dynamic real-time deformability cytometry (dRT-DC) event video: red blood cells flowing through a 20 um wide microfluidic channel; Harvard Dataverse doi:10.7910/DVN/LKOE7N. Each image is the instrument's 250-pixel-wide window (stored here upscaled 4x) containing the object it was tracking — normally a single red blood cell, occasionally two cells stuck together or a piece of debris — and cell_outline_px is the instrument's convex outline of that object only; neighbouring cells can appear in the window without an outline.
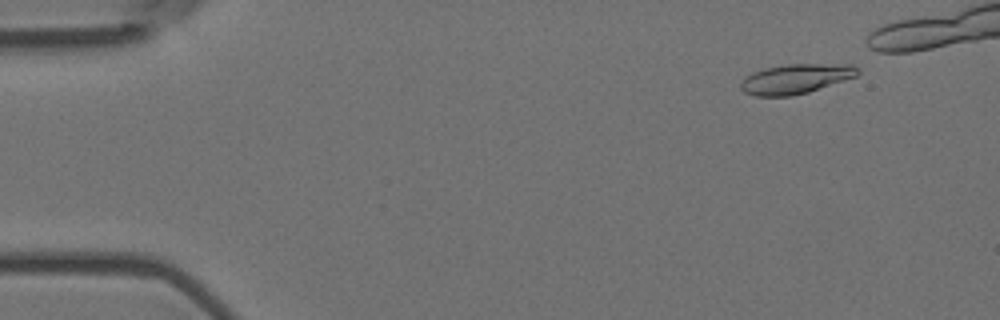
{"species": "Egyptian fruit bat (a non-hibernating species)", "species_latin": "Rousettus aegyptiacus", "temperature_condition": "room temperature", "stored_images_in_passage": 6, "camera_frame_rate_fps": 3000, "um_per_image_px": 0.085, "animal": {"sex": "female"}, "frame": {"image": 1, "passage_image": 2, "time_ms": 0.333, "image_size_px": [1000, 320], "cell_outline_px": [[860, 72], [856, 76], [808, 92], [792, 96], [756, 96], [744, 92], [740, 88], [740, 84], [744, 76], [752, 72], [764, 68], [788, 64], [852, 64], [860, 68]], "centroid_in_image_um": [67.62, 6.69], "position_along_channel_um": 17.4, "area_um2": 20.35}}